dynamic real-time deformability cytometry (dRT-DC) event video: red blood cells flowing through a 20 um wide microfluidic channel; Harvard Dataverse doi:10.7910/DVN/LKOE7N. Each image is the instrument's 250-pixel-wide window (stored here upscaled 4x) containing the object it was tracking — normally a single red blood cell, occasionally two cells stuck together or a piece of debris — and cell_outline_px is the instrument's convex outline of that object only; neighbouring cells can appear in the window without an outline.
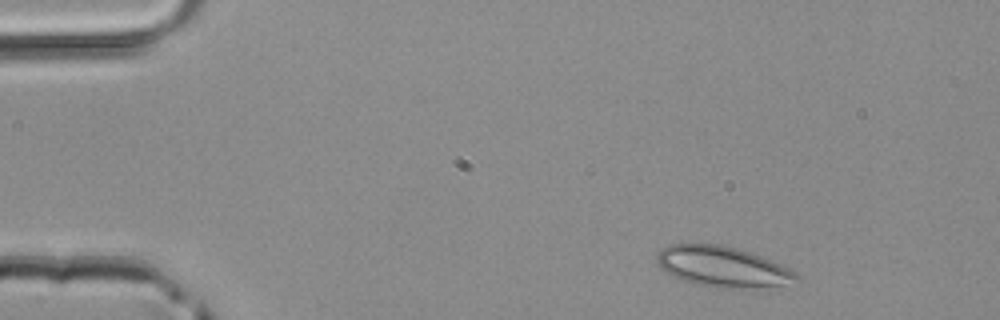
{"species": "common noctule bat (a hibernating species)", "species_latin": "Nyctalus noctula", "temperature_condition": "room temperature", "stored_images_in_passage": 4, "camera_frame_rate_fps": 3000, "um_per_image_px": 0.085, "animal": {"sex": "male", "body_mass_g": 20.4}, "frame": {"image": 1, "passage_image": 1, "time_ms": 0.0, "image_size_px": [1000, 320], "cell_outline_px": [[800, 280], [780, 284], [756, 288], [716, 288], [696, 284], [672, 276], [660, 268], [656, 264], [656, 256], [668, 244], [684, 240], [720, 244], [736, 248], [760, 256], [780, 264], [796, 272], [800, 276]], "centroid_in_image_um": [61.33, 22.63], "position_along_channel_um": 23.7, "area_um2": 33.52}}
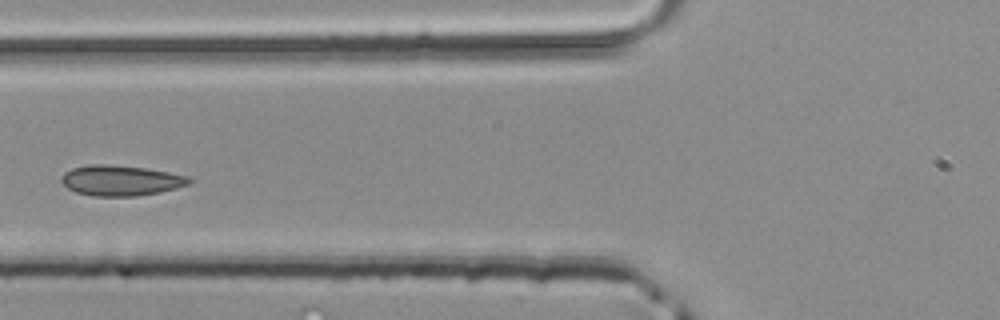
{"frame": {"image": 2, "passage_image": 4, "time_ms": 1.0, "image_size_px": [1000, 320], "cell_outline_px": [[192, 184], [160, 192], [136, 196], [92, 196], [76, 192], [68, 188], [60, 180], [64, 172], [72, 168], [92, 164], [108, 164], [144, 168], [168, 172], [188, 176], [192, 180]], "centroid_in_image_um": [10.28, 15.34], "position_along_channel_um": 115.5, "area_um2": 22.66}}